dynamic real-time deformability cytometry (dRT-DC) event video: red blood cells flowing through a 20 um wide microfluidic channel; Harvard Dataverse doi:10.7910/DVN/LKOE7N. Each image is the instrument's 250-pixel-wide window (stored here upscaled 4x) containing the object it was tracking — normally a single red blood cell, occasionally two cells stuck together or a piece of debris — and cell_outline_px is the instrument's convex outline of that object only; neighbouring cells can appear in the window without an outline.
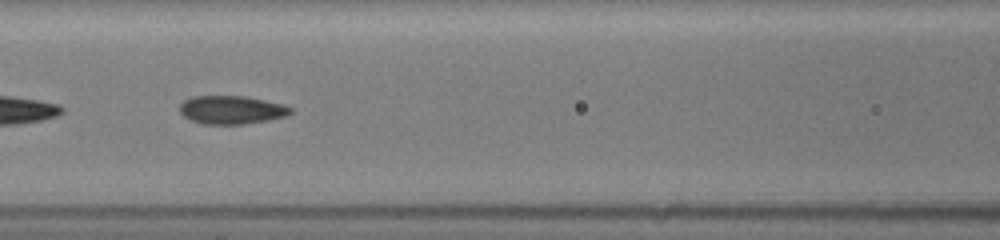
{"species": "common noctule bat (a hibernating species)", "species_latin": "Nyctalus noctula", "temperature_condition": "room temperature", "stored_images_in_passage": 57, "segment_of_instrument_passage": [2, 2], "camera_frame_rate_fps": 3000, "um_per_image_px": 0.085, "animal": {"sex": "female", "body_mass_g": 19.5, "forearm_length_mm": 54.1}, "frame": {"image": 1, "passage_image": 32, "time_ms": 7.667, "image_size_px": [1000, 240], "cell_outline_px": [[292, 112], [284, 116], [268, 120], [244, 124], [204, 124], [192, 120], [184, 116], [180, 112], [180, 104], [184, 100], [192, 96], [244, 96], [284, 104], [292, 108]], "centroid_in_image_um": [19.67, 9.33], "position_along_channel_um": 146.9, "area_um2": 18.21}}
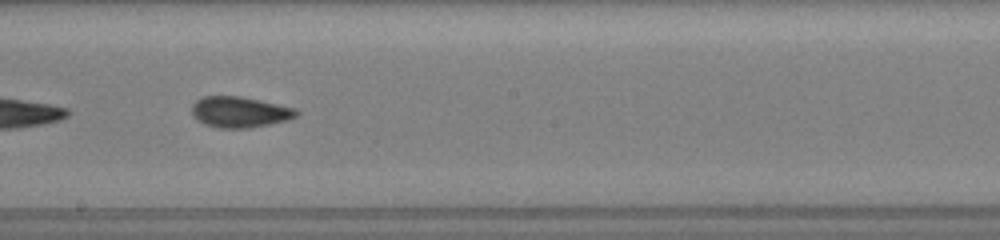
{"frame": {"image": 2, "passage_image": 41, "time_ms": 9.667, "image_size_px": [1000, 240], "cell_outline_px": [[300, 112], [296, 116], [288, 120], [248, 128], [220, 128], [204, 124], [192, 112], [192, 104], [200, 96], [240, 96], [260, 100], [296, 108]], "centroid_in_image_um": [20.39, 9.51], "position_along_channel_um": 227.8, "area_um2": 18.73}}